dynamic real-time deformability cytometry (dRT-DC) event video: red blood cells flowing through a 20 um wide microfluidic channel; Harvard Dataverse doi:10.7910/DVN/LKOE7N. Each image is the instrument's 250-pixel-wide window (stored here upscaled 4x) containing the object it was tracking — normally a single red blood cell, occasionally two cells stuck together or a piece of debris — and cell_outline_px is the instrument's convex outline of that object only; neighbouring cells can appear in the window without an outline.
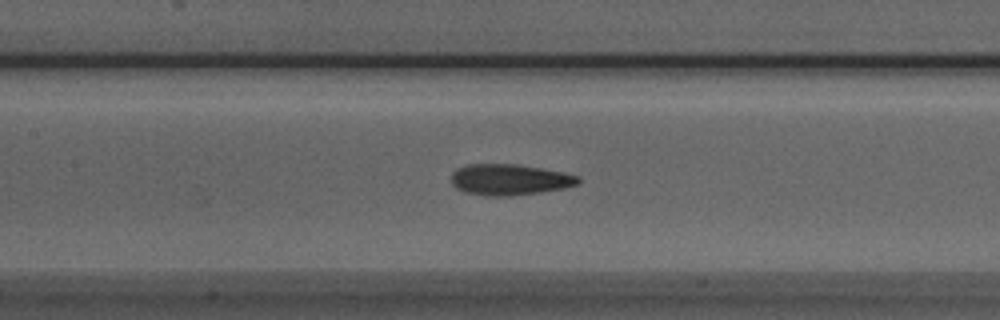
{"species": "Egyptian fruit bat (a non-hibernating species)", "species_latin": "Rousettus aegyptiacus", "temperature_condition": "room temperature", "stored_images_in_passage": 37, "camera_frame_rate_fps": 3000, "um_per_image_px": 0.085, "animal": {"sex": "male"}, "frame": {"image": 1, "passage_image": 8, "time_ms": 2.333, "image_size_px": [1000, 320], "cell_outline_px": [[580, 184], [564, 188], [540, 192], [508, 196], [488, 196], [464, 192], [456, 188], [452, 184], [452, 172], [456, 168], [468, 164], [516, 164], [564, 172], [580, 176]], "centroid_in_image_um": [43.32, 15.26], "position_along_channel_um": 164.1, "area_um2": 23.06}}
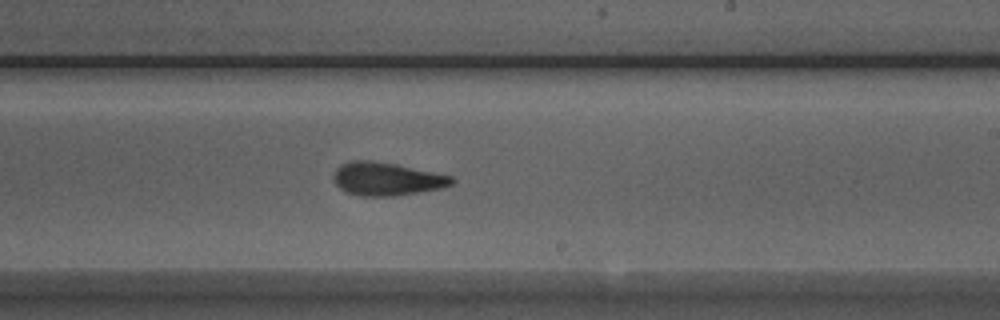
{"frame": {"image": 2, "passage_image": 15, "time_ms": 4.667, "image_size_px": [1000, 320], "cell_outline_px": [[456, 180], [452, 184], [444, 188], [396, 196], [360, 196], [348, 192], [340, 188], [332, 180], [332, 176], [336, 168], [340, 164], [352, 160], [372, 160], [396, 164], [452, 176]], "centroid_in_image_um": [32.86, 15.21], "position_along_channel_um": 256.1, "area_um2": 23.06}}
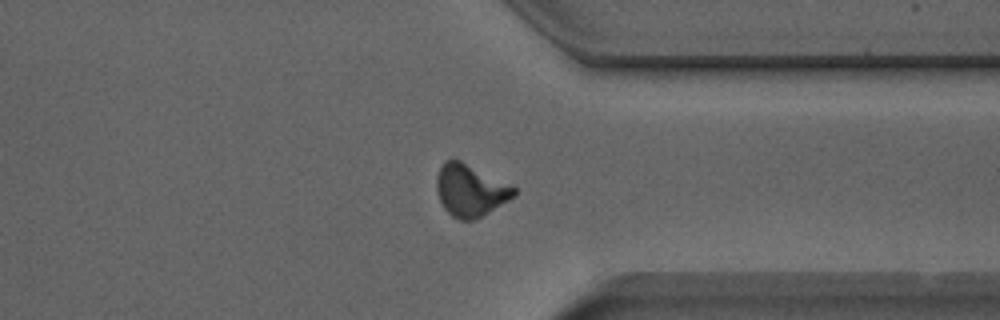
{"frame": {"image": 3, "passage_image": 24, "time_ms": 7.667, "image_size_px": [1000, 320], "cell_outline_px": [[516, 196], [488, 212], [472, 220], [460, 220], [452, 216], [444, 208], [436, 192], [436, 176], [444, 160], [460, 160], [516, 188]], "centroid_in_image_um": [39.94, 16.18], "position_along_channel_um": 371.5, "area_um2": 23.12}}